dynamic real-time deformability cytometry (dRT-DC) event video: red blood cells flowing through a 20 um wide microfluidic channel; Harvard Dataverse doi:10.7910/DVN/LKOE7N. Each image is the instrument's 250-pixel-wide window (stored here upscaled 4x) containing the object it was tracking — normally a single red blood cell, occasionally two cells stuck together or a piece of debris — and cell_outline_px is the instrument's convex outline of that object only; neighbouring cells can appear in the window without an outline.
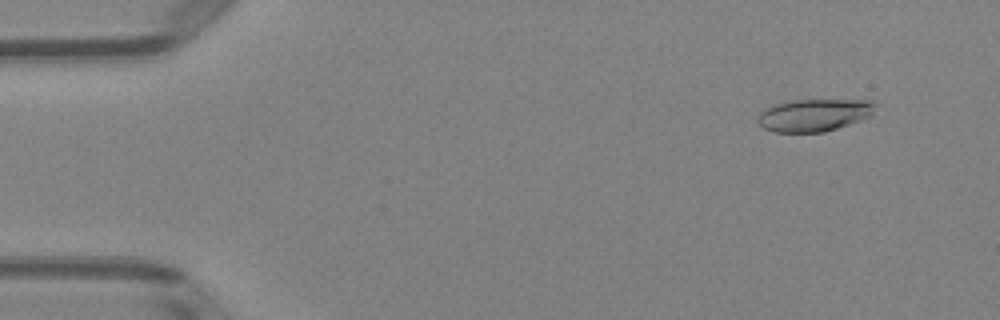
{"species": "Egyptian fruit bat (a non-hibernating species)", "species_latin": "Rousettus aegyptiacus", "temperature_condition": "room temperature", "stored_images_in_passage": 51, "camera_frame_rate_fps": 3000, "um_per_image_px": 0.085, "animal": {"sex": "female"}, "frame": {"image": 1, "passage_image": 5, "time_ms": 1.333, "image_size_px": [1000, 320], "cell_outline_px": [[876, 104], [872, 116], [824, 132], [772, 132], [764, 128], [756, 120], [760, 112], [764, 108], [772, 104], [788, 100], [868, 100]], "centroid_in_image_um": [69.15, 9.77], "position_along_channel_um": 15.8, "area_um2": 22.31}}
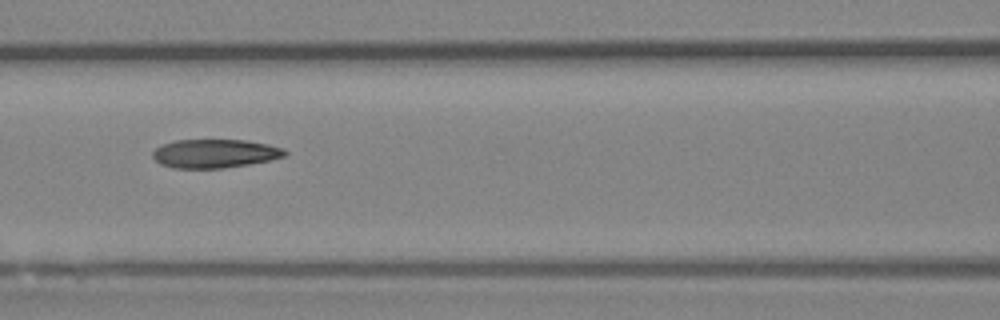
{"frame": {"image": 2, "passage_image": 23, "time_ms": 7.333, "image_size_px": [1000, 320], "cell_outline_px": [[288, 152], [284, 156], [272, 160], [224, 168], [176, 168], [160, 164], [152, 156], [152, 152], [160, 144], [176, 140], [244, 140], [268, 144], [284, 148]], "centroid_in_image_um": [18.26, 13.04], "position_along_channel_um": 148.3, "area_um2": 22.14}}
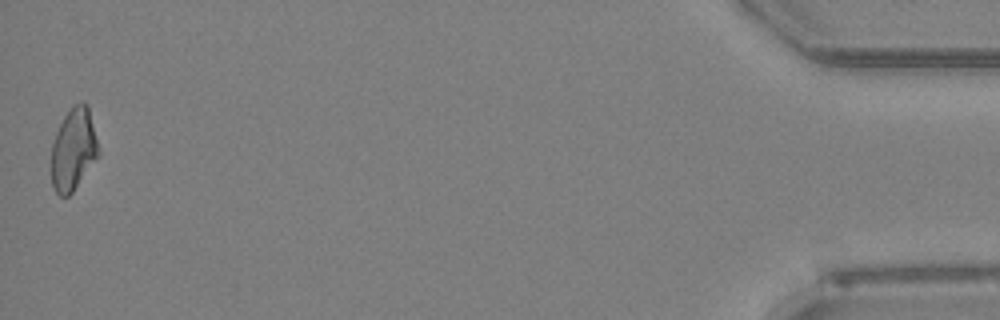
{"frame": {"image": 3, "passage_image": 51, "time_ms": 16.667, "image_size_px": [1000, 320], "cell_outline_px": [[100, 152], [72, 192], [68, 196], [60, 196], [56, 192], [52, 184], [52, 144], [56, 132], [64, 116], [72, 104], [80, 100], [88, 104]], "centroid_in_image_um": [6.24, 12.63], "position_along_channel_um": 429.0, "area_um2": 22.37}, "authors_computed_cell_mechanics": {"area_um2": 22.7732, "velocity_mm_per_s": 4.0057, "shape_relaxation_time_tau1_ms": null, "shape_relaxation_time_tau2_ms": 3.6679, "deformation_change_tau1": null, "deformation_change_tau2": 0.1094}}